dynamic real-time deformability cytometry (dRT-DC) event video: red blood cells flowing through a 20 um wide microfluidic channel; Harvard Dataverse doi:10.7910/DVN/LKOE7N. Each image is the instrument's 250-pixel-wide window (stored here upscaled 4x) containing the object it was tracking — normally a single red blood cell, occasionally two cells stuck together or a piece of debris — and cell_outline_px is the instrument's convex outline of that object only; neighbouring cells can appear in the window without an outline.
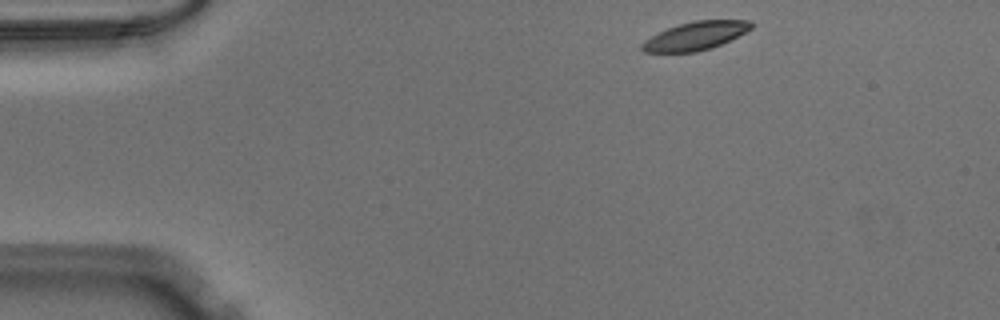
{"species": "Egyptian fruit bat (a non-hibernating species)", "species_latin": "Rousettus aegyptiacus", "temperature_condition": "warm", "stored_images_in_passage": 45, "camera_frame_rate_fps": 3000, "um_per_image_px": 0.085, "animal": {"sex": "male"}, "frame": {"image": 1, "passage_image": 1, "time_ms": 0.0, "image_size_px": [1000, 320], "cell_outline_px": [[752, 28], [712, 48], [696, 52], [644, 52], [640, 48], [640, 44], [644, 40], [668, 28], [680, 24], [696, 20], [752, 20]], "centroid_in_image_um": [59.09, 3.05], "position_along_channel_um": 25.9, "area_um2": 17.74}}
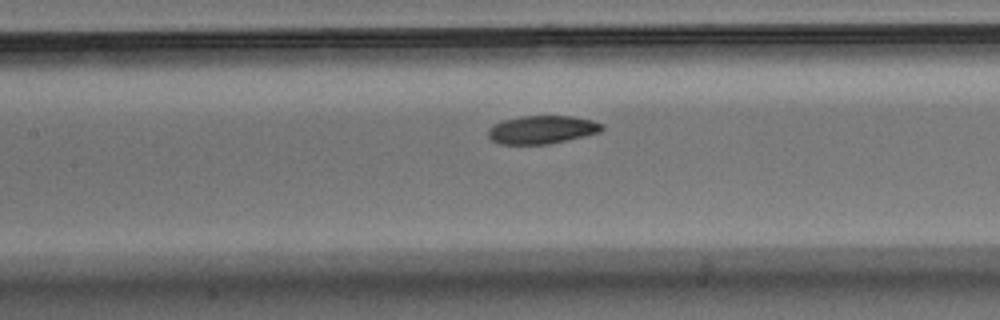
{"frame": {"image": 2, "passage_image": 17, "time_ms": 5.333, "image_size_px": [1000, 320], "cell_outline_px": [[604, 128], [600, 132], [584, 136], [548, 144], [500, 144], [492, 140], [488, 136], [488, 128], [492, 124], [504, 120], [520, 116], [572, 116], [592, 120], [604, 124]], "centroid_in_image_um": [46.06, 11.01], "position_along_channel_um": 161.3, "area_um2": 18.73}}
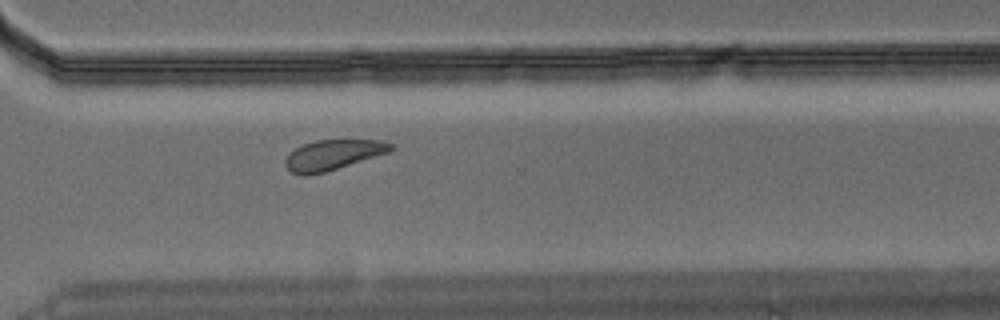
{"frame": {"image": 3, "passage_image": 31, "time_ms": 10.0, "image_size_px": [1000, 320], "cell_outline_px": [[392, 148], [388, 152], [324, 172], [304, 176], [292, 172], [284, 164], [284, 160], [296, 148], [304, 144], [316, 140], [376, 140], [392, 144]], "centroid_in_image_um": [28.25, 13.16], "position_along_channel_um": 342.4, "area_um2": 17.98}}